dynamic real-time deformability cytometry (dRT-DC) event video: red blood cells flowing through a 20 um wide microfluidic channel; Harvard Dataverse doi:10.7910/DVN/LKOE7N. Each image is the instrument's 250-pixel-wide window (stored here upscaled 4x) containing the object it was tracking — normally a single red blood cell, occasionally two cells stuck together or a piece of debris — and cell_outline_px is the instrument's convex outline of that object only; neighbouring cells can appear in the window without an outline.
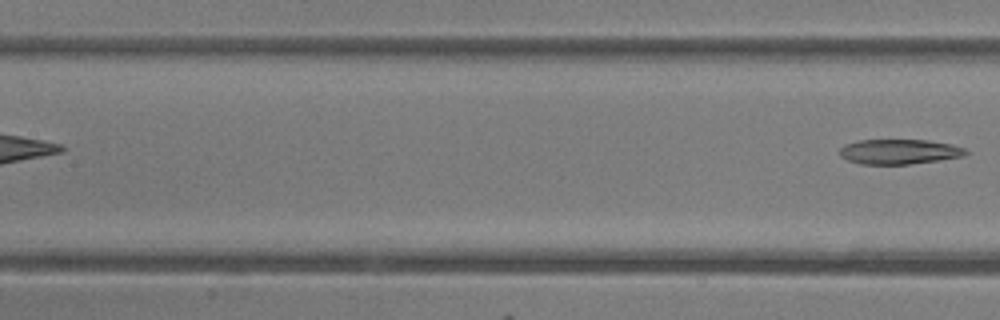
{"species": "common noctule bat (a hibernating species)", "species_latin": "Nyctalus noctula", "temperature_condition": "room temperature", "stored_images_in_passage": 6, "segment_of_instrument_passage": [2, 2], "camera_frame_rate_fps": 3000, "um_per_image_px": 0.085, "animal": {"sex": "female"}, "frame": {"image": 1, "passage_image": 6, "time_ms": 6.0, "image_size_px": [1000, 320], "cell_outline_px": [[972, 152], [964, 156], [940, 160], [908, 164], [860, 164], [848, 160], [840, 156], [840, 148], [844, 144], [856, 140], [928, 140], [952, 144], [964, 148]], "centroid_in_image_um": [76.46, 12.89], "position_along_channel_um": 130.9, "area_um2": 18.5}}